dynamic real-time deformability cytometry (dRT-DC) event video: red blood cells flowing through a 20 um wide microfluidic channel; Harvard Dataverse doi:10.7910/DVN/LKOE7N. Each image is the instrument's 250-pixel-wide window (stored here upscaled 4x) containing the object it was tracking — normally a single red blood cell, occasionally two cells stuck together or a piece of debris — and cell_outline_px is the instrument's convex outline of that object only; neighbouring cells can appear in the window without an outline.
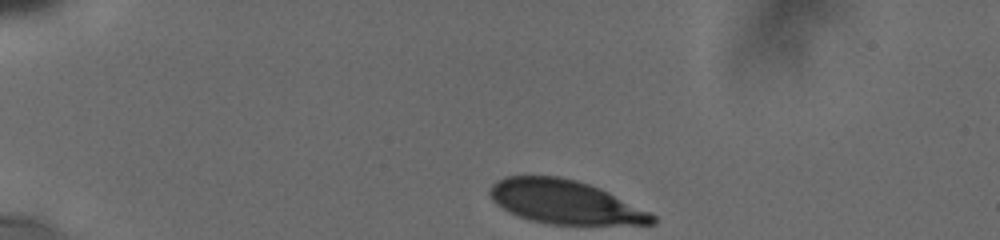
{"species": "human", "species_latin": "Homo sapiens", "temperature_condition": "cold", "stored_images_in_passage": 39, "camera_frame_rate_fps": 3000, "um_per_image_px": 0.085, "donor": {"sex": "male"}, "frame": {"image": 1, "passage_image": 1, "time_ms": 0.0, "image_size_px": [1000, 240], "cell_outline_px": [[656, 224], [544, 224], [528, 220], [508, 212], [496, 204], [492, 200], [488, 192], [492, 184], [508, 176], [556, 176], [576, 180], [600, 188], [656, 216]], "centroid_in_image_um": [47.97, 17.18], "position_along_channel_um": 37.0, "area_um2": 41.04}}
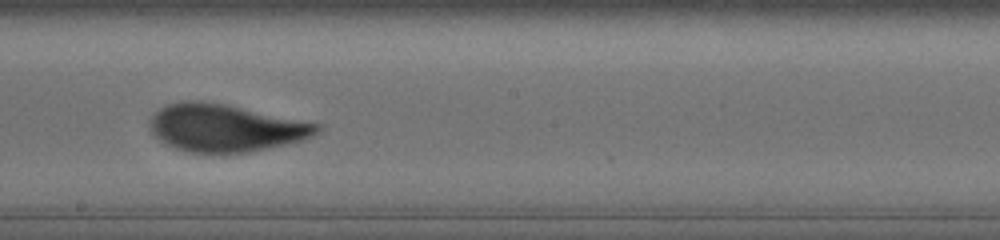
{"frame": {"image": 2, "passage_image": 23, "time_ms": 7.0, "image_size_px": [1000, 240], "cell_outline_px": [[324, 128], [320, 132], [304, 140], [288, 144], [248, 152], [188, 152], [164, 144], [152, 132], [152, 116], [164, 104], [184, 100], [196, 100], [224, 104], [324, 124]], "centroid_in_image_um": [19.23, 10.86], "position_along_channel_um": 229.0, "area_um2": 46.24}}
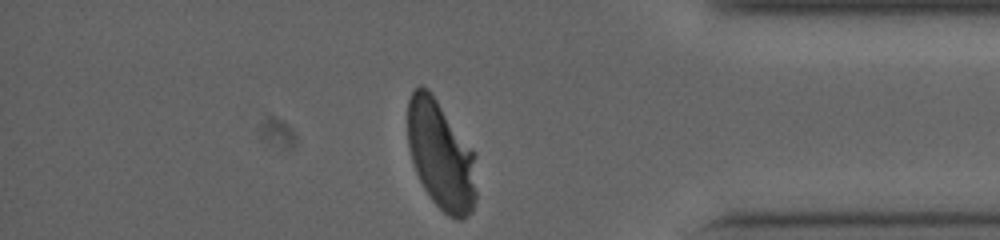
{"frame": {"image": 3, "passage_image": 39, "time_ms": 12.0, "image_size_px": [1000, 240], "cell_outline_px": [[476, 200], [472, 212], [468, 216], [460, 220], [448, 216], [432, 200], [424, 188], [416, 172], [412, 160], [408, 144], [408, 100], [412, 92], [420, 84], [428, 88], [476, 152]], "centroid_in_image_um": [37.51, 13.2], "position_along_channel_um": 397.7, "area_um2": 44.04}, "authors_computed_cell_mechanics": {"area_um2": 45.7198, "velocity_mm_per_s": 3.7287, "shape_relaxation_time_tau1_ms": 5.3403, "shape_relaxation_time_tau2_ms": null, "deformation_change_tau1": 0.1715, "deformation_change_tau2": null}}